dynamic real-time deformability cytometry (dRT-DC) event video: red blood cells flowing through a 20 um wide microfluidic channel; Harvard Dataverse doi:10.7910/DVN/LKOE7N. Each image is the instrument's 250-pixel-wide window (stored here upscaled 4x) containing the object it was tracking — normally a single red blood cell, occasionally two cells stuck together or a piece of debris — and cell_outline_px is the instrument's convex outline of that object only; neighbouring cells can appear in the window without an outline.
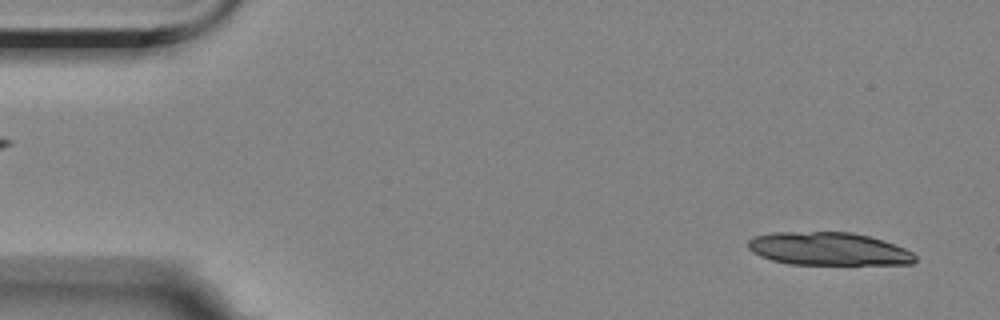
{"species": "Egyptian fruit bat (a non-hibernating species)", "species_latin": "Rousettus aegyptiacus", "temperature_condition": "room temperature", "stored_images_in_passage": 54, "segment_of_instrument_passage": [1, 2], "camera_frame_rate_fps": 3000, "um_per_image_px": 0.085, "animal": {"sex": "female"}, "frame": {"image": 1, "passage_image": 2, "time_ms": 0.333, "image_size_px": [1000, 320], "cell_outline_px": [[916, 260], [912, 264], [788, 264], [772, 260], [760, 256], [752, 252], [748, 248], [748, 240], [752, 236], [772, 232], [852, 232], [868, 236], [904, 248], [912, 252], [916, 256]], "centroid_in_image_um": [70.37, 21.15], "position_along_channel_um": 14.6, "area_um2": 32.08}}